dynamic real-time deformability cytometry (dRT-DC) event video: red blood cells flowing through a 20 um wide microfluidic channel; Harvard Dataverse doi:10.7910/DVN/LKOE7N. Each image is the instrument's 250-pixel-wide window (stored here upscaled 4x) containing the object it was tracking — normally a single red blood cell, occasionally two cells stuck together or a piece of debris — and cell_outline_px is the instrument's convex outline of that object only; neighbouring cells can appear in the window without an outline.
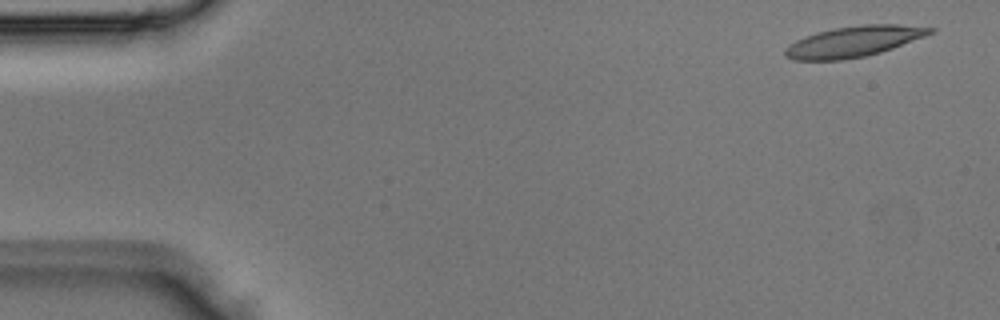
{"species": "Egyptian fruit bat (a non-hibernating species)", "species_latin": "Rousettus aegyptiacus", "temperature_condition": "room temperature", "stored_images_in_passage": 3, "segment_of_instrument_passage": [2, 2], "camera_frame_rate_fps": 3000, "um_per_image_px": 0.085, "animal": {"sex": "male"}, "frame": {"image": 1, "passage_image": 3, "time_ms": 0.667, "image_size_px": [1000, 320], "cell_outline_px": [[936, 28], [932, 32], [924, 36], [892, 48], [880, 52], [864, 56], [840, 60], [792, 60], [784, 56], [784, 48], [788, 44], [804, 36], [816, 32], [832, 28], [860, 24], [896, 24]], "centroid_in_image_um": [72.48, 3.52], "position_along_channel_um": 12.5, "area_um2": 25.95}}